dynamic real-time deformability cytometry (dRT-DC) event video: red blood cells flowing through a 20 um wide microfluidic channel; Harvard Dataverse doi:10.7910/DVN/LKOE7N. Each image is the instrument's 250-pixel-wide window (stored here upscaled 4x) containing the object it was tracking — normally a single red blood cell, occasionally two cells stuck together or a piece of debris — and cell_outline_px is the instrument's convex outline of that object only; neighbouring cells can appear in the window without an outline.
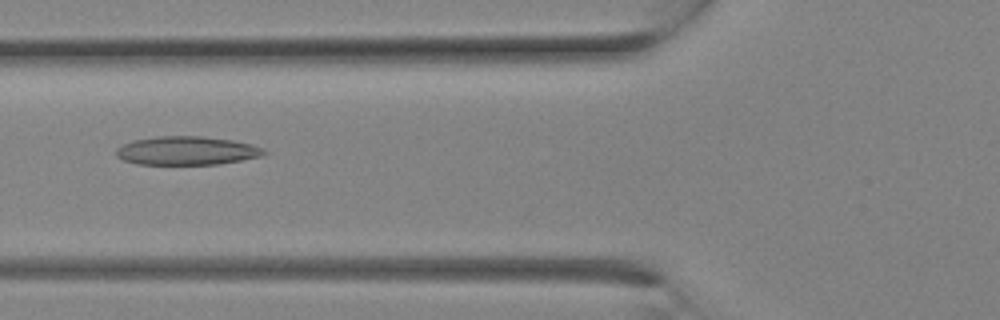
{"species": "Egyptian fruit bat (a non-hibernating species)", "species_latin": "Rousettus aegyptiacus", "temperature_condition": "room temperature", "stored_images_in_passage": 14, "camera_frame_rate_fps": 3000, "um_per_image_px": 0.085, "animal": {"sex": "female"}, "frame": {"image": 1, "passage_image": 8, "time_ms": 2.333, "image_size_px": [1000, 320], "cell_outline_px": [[268, 152], [264, 156], [220, 164], [136, 164], [124, 160], [116, 156], [116, 148], [132, 140], [156, 136], [200, 136], [232, 140], [252, 144], [264, 148]], "centroid_in_image_um": [15.9, 12.81], "position_along_channel_um": 109.9, "area_um2": 24.8}}
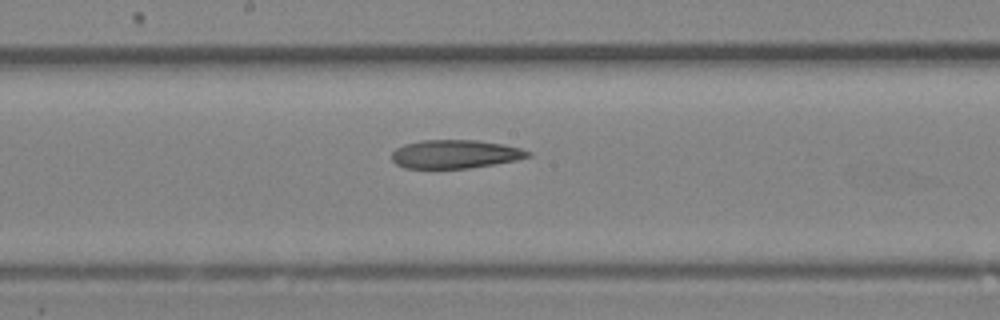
{"frame": {"image": 2, "passage_image": 12, "time_ms": 3.667, "image_size_px": [1000, 320], "cell_outline_px": [[532, 156], [516, 160], [468, 168], [404, 168], [396, 164], [392, 160], [392, 152], [396, 148], [404, 144], [424, 140], [476, 140], [504, 144], [520, 148], [532, 152]], "centroid_in_image_um": [38.69, 13.09], "position_along_channel_um": 209.5, "area_um2": 22.6}}
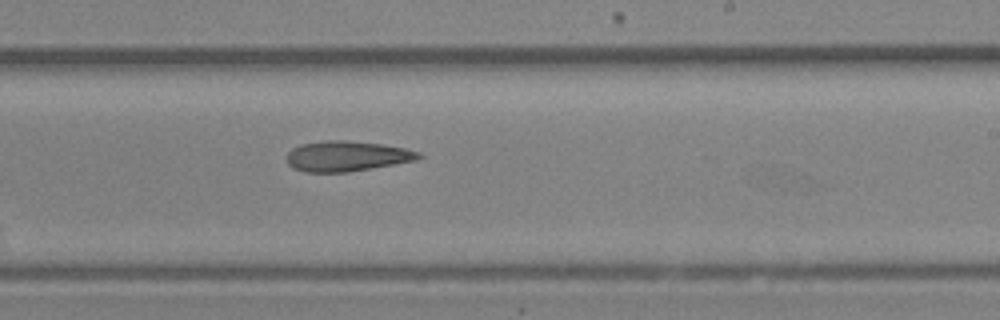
{"frame": {"image": 3, "passage_image": 14, "time_ms": 4.333, "image_size_px": [1000, 320], "cell_outline_px": [[424, 156], [416, 160], [348, 172], [304, 172], [292, 168], [288, 164], [288, 152], [292, 148], [300, 144], [328, 140], [344, 140], [380, 144], [404, 148], [420, 152]], "centroid_in_image_um": [29.46, 13.27], "position_along_channel_um": 259.5, "area_um2": 23.18}}